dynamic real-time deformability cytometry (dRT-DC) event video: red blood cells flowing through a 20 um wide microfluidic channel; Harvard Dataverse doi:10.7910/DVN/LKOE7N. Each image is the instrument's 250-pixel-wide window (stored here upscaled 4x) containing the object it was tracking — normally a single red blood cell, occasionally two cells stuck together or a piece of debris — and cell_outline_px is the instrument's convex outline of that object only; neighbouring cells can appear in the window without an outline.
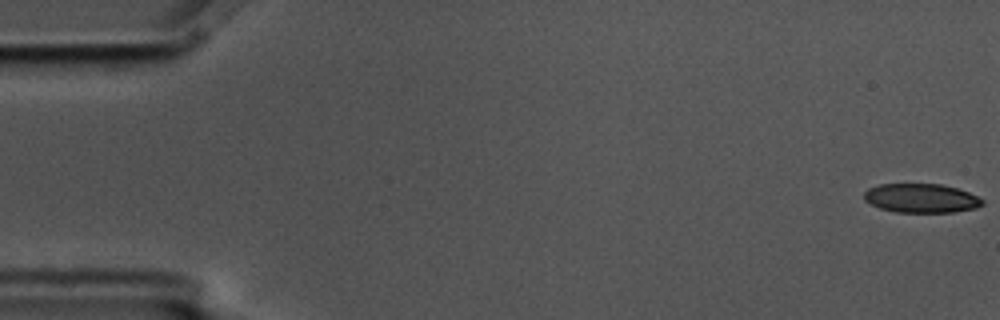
{"species": "common noctule bat (a hibernating species)", "species_latin": "Nyctalus noctula", "temperature_condition": "cold", "stored_images_in_passage": 16, "camera_frame_rate_fps": 3000, "um_per_image_px": 0.085, "animal": {"sex": "male", "body_mass_g": 17.5, "forearm_length_mm": 52.3}, "frame": {"image": 1, "passage_image": 1, "time_ms": 0.0, "image_size_px": [1000, 320], "cell_outline_px": [[984, 204], [976, 208], [952, 212], [896, 212], [880, 208], [864, 200], [864, 192], [868, 188], [880, 184], [940, 184], [956, 188], [968, 192], [984, 200]], "centroid_in_image_um": [78.3, 16.84], "position_along_channel_um": 6.7, "area_um2": 19.94}}